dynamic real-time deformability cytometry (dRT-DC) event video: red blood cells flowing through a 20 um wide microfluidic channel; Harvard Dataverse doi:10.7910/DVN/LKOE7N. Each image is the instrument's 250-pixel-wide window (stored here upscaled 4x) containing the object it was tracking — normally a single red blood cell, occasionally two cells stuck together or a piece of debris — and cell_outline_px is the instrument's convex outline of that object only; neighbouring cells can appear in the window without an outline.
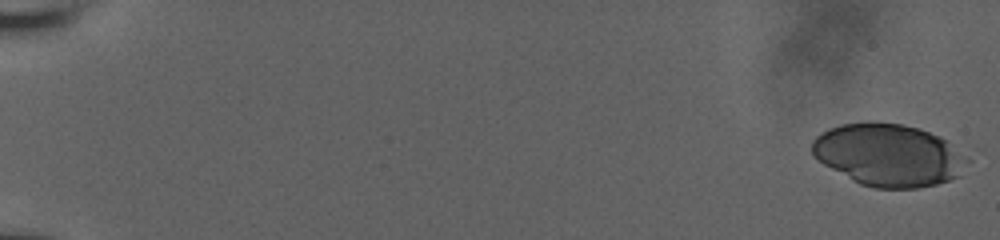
{"species": "human", "species_latin": "Homo sapiens", "temperature_condition": "room temperature", "stored_images_in_passage": 29, "camera_frame_rate_fps": 3000, "um_per_image_px": 0.085, "donor": {"sex": "male"}, "frame": {"image": 1, "passage_image": 1, "time_ms": 0.0, "image_size_px": [1000, 240], "cell_outline_px": [[972, 160], [960, 176], [936, 184], [916, 188], [876, 188], [860, 184], [852, 180], [824, 164], [812, 156], [812, 140], [816, 136], [828, 128], [840, 124], [868, 120], [904, 124], [920, 128], [944, 140]], "centroid_in_image_um": [75.52, 13.16], "position_along_channel_um": 9.5, "area_um2": 56.76}}
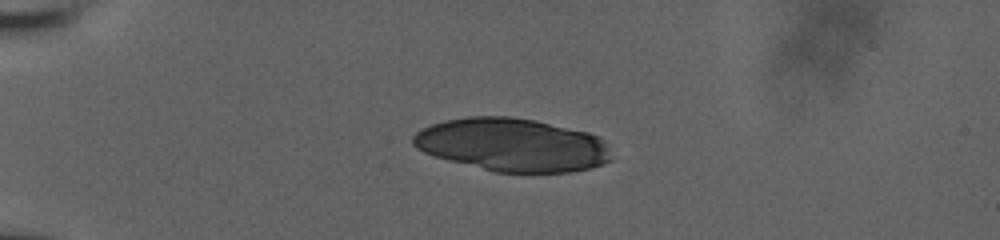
{"frame": {"image": 2, "passage_image": 15, "time_ms": 4.667, "image_size_px": [1000, 240], "cell_outline_px": [[612, 160], [592, 168], [572, 172], [496, 172], [436, 156], [424, 152], [412, 144], [412, 136], [416, 132], [432, 124], [444, 120], [468, 116], [512, 116], [536, 120], [588, 132], [600, 136], [604, 140], [608, 148]], "centroid_in_image_um": [43.58, 12.3], "position_along_channel_um": 41.4, "area_um2": 61.38}}